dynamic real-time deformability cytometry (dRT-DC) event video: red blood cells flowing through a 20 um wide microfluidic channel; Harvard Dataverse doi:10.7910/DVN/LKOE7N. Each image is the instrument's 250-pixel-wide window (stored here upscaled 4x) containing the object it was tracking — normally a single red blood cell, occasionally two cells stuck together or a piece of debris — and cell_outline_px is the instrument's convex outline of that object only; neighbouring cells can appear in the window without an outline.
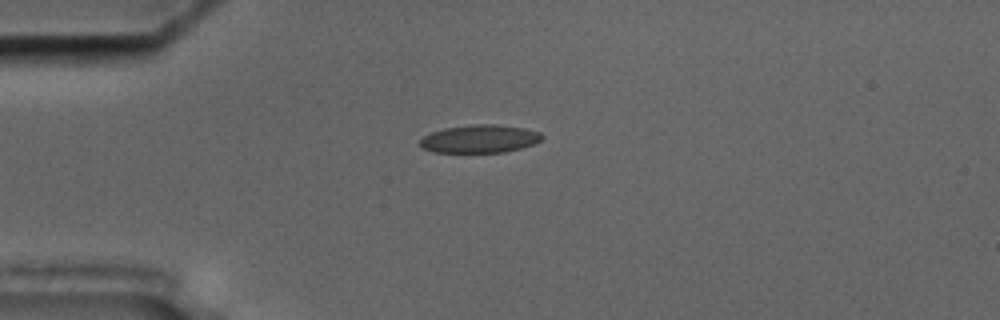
{"species": "common noctule bat (a hibernating species)", "species_latin": "Nyctalus noctula", "temperature_condition": "cold", "stored_images_in_passage": 42, "camera_frame_rate_fps": 3000, "um_per_image_px": 0.085, "animal": {"sex": "male", "body_mass_g": 17.5, "forearm_length_mm": 52.3}, "frame": {"image": 1, "passage_image": 1, "time_ms": 0.0, "image_size_px": [1000, 320], "cell_outline_px": [[544, 136], [540, 140], [532, 144], [520, 148], [504, 152], [432, 152], [420, 148], [420, 140], [424, 136], [432, 132], [444, 128], [472, 124], [496, 124], [524, 128], [540, 132]], "centroid_in_image_um": [40.75, 11.8], "position_along_channel_um": 44.3, "area_um2": 19.88}}
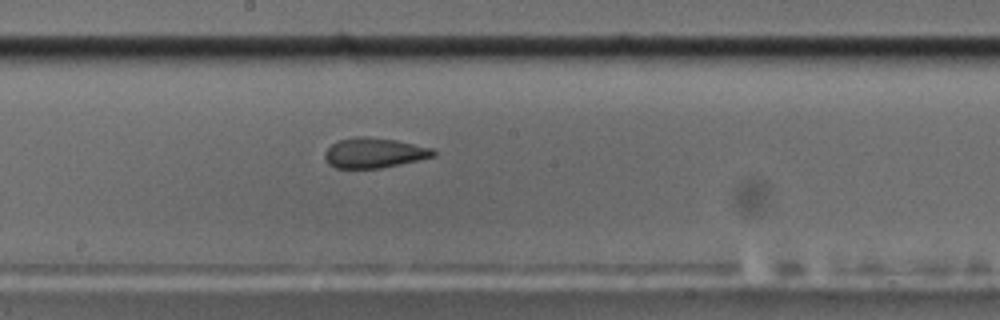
{"frame": {"image": 2, "passage_image": 17, "time_ms": 5.333, "image_size_px": [1000, 320], "cell_outline_px": [[436, 156], [400, 164], [380, 168], [336, 168], [328, 164], [324, 160], [324, 152], [332, 144], [340, 140], [356, 136], [368, 136], [396, 140], [432, 148], [436, 152]], "centroid_in_image_um": [31.78, 12.99], "position_along_channel_um": 216.4, "area_um2": 19.07}}
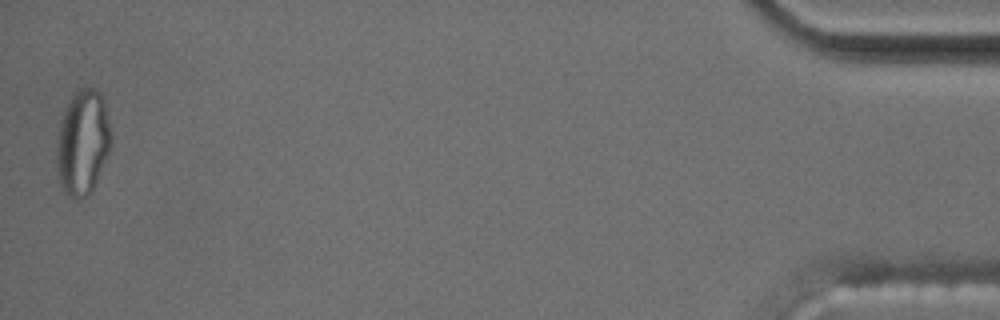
{"frame": {"image": 3, "passage_image": 42, "time_ms": 13.667, "image_size_px": [1000, 320], "cell_outline_px": [[112, 144], [96, 180], [88, 196], [76, 200], [68, 196], [64, 192], [60, 184], [56, 164], [56, 144], [60, 124], [64, 112], [72, 96], [80, 88], [96, 88], [100, 92], [104, 100], [112, 136]], "centroid_in_image_um": [7.03, 12.12], "position_along_channel_um": 428.2, "area_um2": 33.29}, "authors_computed_cell_mechanics": {"area_um2": 20.0277, "velocity_mm_per_s": 3.6157, "shape_relaxation_time_tau1_ms": null, "shape_relaxation_time_tau2_ms": 2.0354, "deformation_change_tau1": null, "deformation_change_tau2": 0.0855}}